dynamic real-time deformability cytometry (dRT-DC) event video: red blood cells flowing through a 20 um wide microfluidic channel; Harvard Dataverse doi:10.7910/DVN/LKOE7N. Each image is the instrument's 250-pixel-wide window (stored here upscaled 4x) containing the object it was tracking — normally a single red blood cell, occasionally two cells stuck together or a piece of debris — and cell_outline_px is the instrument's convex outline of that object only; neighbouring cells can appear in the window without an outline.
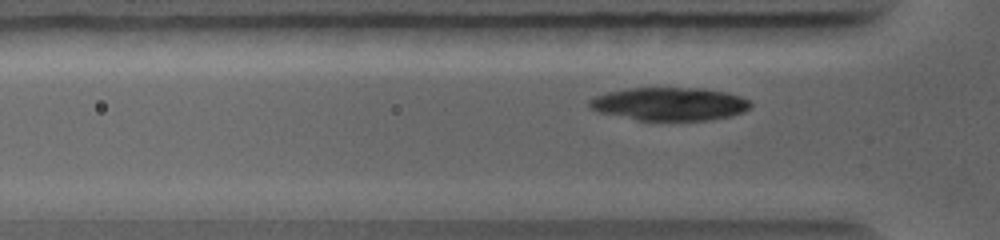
{"species": "common noctule bat (a hibernating species)", "species_latin": "Nyctalus noctula", "temperature_condition": "warm", "stored_images_in_passage": 41, "camera_frame_rate_fps": 5000, "um_per_image_px": 0.085, "animal": {"sex": "female", "body_mass_g": 19.0, "forearm_length_mm": 56.7}, "frame": {"image": 1, "passage_image": 8, "time_ms": 1.4, "image_size_px": [1000, 240], "cell_outline_px": [[752, 108], [744, 112], [712, 120], [636, 120], [600, 112], [592, 108], [588, 104], [588, 100], [592, 96], [608, 92], [628, 88], [704, 88], [728, 92], [740, 96], [748, 100], [752, 104]], "centroid_in_image_um": [56.93, 8.83], "position_along_channel_um": 68.9, "area_um2": 31.27}}
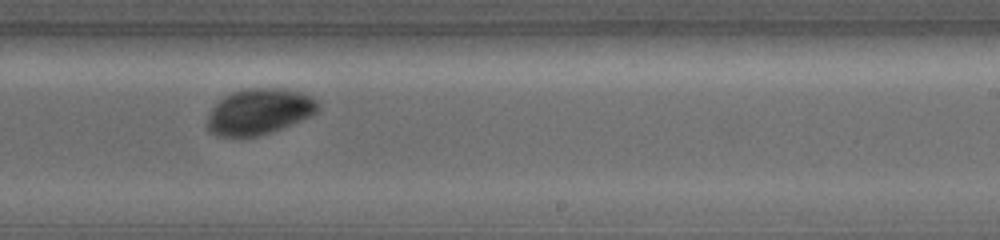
{"frame": {"image": 2, "passage_image": 27, "time_ms": 5.2, "image_size_px": [1000, 240], "cell_outline_px": [[320, 108], [312, 116], [272, 132], [260, 136], [216, 136], [208, 132], [208, 116], [212, 108], [224, 96], [232, 92], [248, 88], [284, 88], [300, 92], [316, 100], [320, 104]], "centroid_in_image_um": [22.05, 9.49], "position_along_channel_um": 267.0, "area_um2": 29.65}}
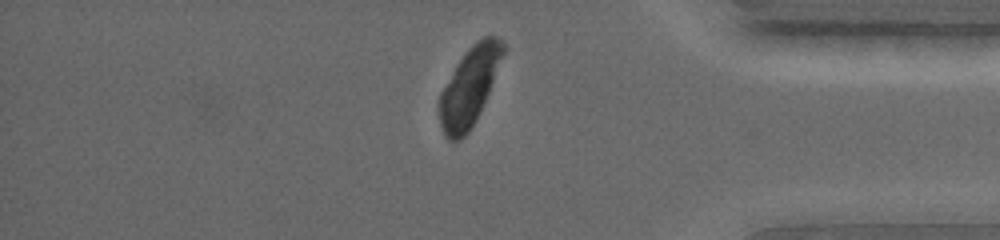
{"frame": {"image": 3, "passage_image": 41, "time_ms": 8.0, "image_size_px": [1000, 240], "cell_outline_px": [[508, 48], [476, 120], [468, 132], [460, 140], [448, 140], [440, 124], [440, 92], [456, 64], [464, 52], [476, 40], [484, 36], [496, 36]], "centroid_in_image_um": [39.93, 7.3], "position_along_channel_um": 395.3, "area_um2": 29.02}}